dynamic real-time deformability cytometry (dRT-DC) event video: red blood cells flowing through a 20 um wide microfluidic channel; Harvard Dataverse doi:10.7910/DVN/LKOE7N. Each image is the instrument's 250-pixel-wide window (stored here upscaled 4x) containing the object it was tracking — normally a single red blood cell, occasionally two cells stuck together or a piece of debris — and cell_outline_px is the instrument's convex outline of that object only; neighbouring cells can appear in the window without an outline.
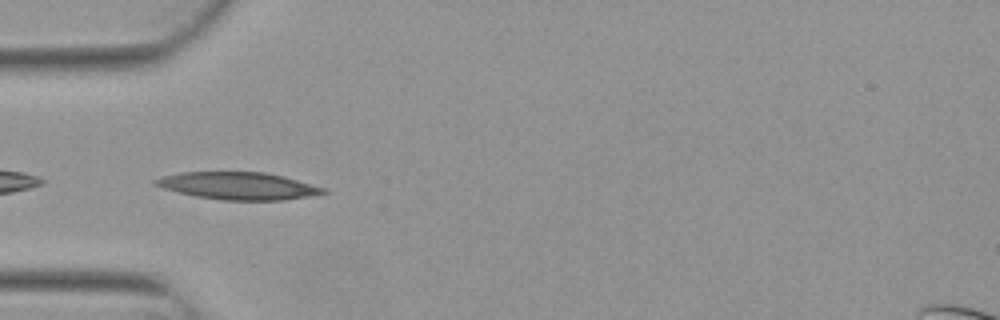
{"species": "Egyptian fruit bat (a non-hibernating species)", "species_latin": "Rousettus aegyptiacus", "temperature_condition": "warm", "stored_images_in_passage": 8, "camera_frame_rate_fps": 3000, "um_per_image_px": 0.085, "animal": {"sex": "female"}, "frame": {"image": 1, "passage_image": 1, "time_ms": 0.0, "image_size_px": [1000, 320], "cell_outline_px": [[328, 192], [280, 200], [220, 200], [196, 196], [164, 188], [152, 184], [152, 180], [164, 176], [180, 172], [264, 172], [284, 176], [328, 188]], "centroid_in_image_um": [20.25, 15.79], "position_along_channel_um": 64.7, "area_um2": 26.59}}
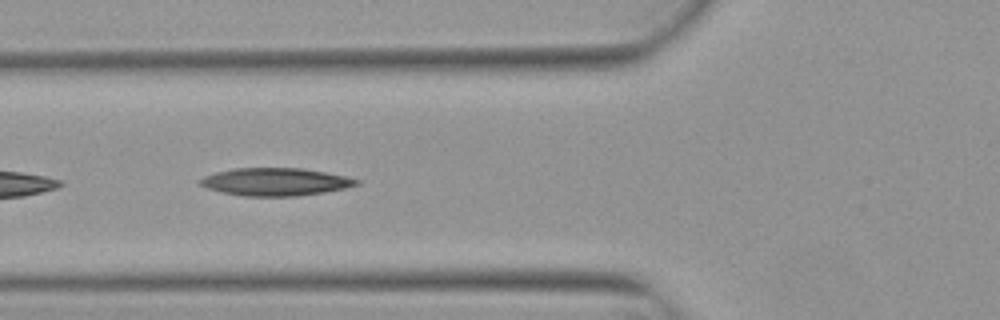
{"frame": {"image": 2, "passage_image": 4, "time_ms": 1.0, "image_size_px": [1000, 320], "cell_outline_px": [[360, 184], [344, 188], [324, 192], [296, 196], [244, 196], [224, 192], [208, 188], [196, 184], [196, 180], [204, 176], [216, 172], [236, 168], [300, 168], [324, 172], [344, 176], [360, 180]], "centroid_in_image_um": [23.36, 15.45], "position_along_channel_um": 102.4, "area_um2": 25.14}}